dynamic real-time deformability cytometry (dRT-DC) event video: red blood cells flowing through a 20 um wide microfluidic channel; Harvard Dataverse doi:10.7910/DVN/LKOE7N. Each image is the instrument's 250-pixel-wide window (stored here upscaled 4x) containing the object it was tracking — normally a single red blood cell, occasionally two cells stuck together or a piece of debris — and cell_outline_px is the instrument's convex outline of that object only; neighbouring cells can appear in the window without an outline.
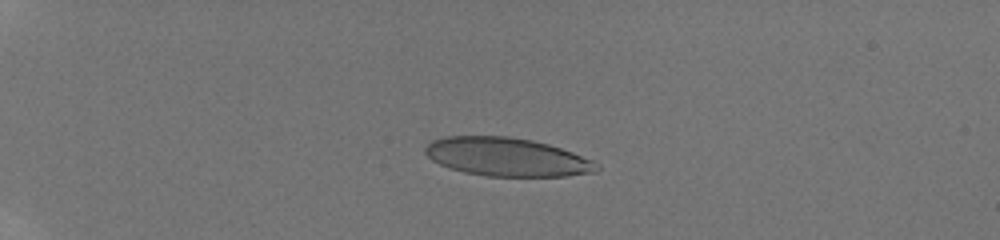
{"species": "human", "species_latin": "Homo sapiens", "temperature_condition": "room temperature", "stored_images_in_passage": 19, "camera_frame_rate_fps": 3000, "um_per_image_px": 0.085, "donor": {"sex": "male"}, "frame": {"image": 1, "passage_image": 9, "time_ms": 4.333, "image_size_px": [1000, 240], "cell_outline_px": [[600, 172], [568, 176], [484, 176], [464, 172], [448, 168], [432, 160], [424, 152], [424, 148], [432, 140], [444, 136], [508, 136], [532, 140], [548, 144], [572, 152], [592, 160], [600, 164]], "centroid_in_image_um": [43.1, 13.35], "position_along_channel_um": 41.9, "area_um2": 38.73}}
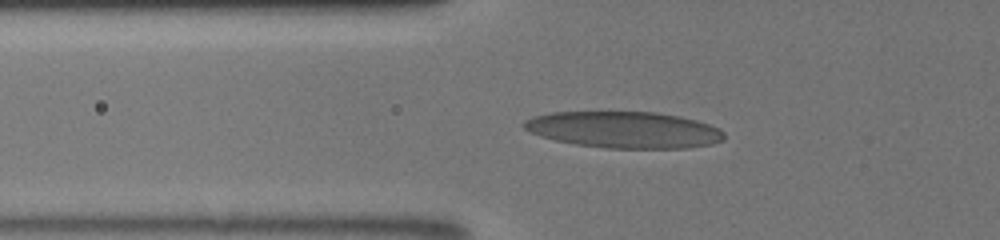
{"frame": {"image": 2, "passage_image": 15, "time_ms": 6.667, "image_size_px": [1000, 240], "cell_outline_px": [[724, 140], [712, 144], [688, 148], [604, 148], [576, 144], [556, 140], [540, 136], [524, 128], [520, 124], [524, 120], [532, 116], [552, 112], [656, 112], [680, 116], [696, 120], [720, 128], [724, 132]], "centroid_in_image_um": [53.05, 11.03], "position_along_channel_um": 72.7, "area_um2": 42.71}}
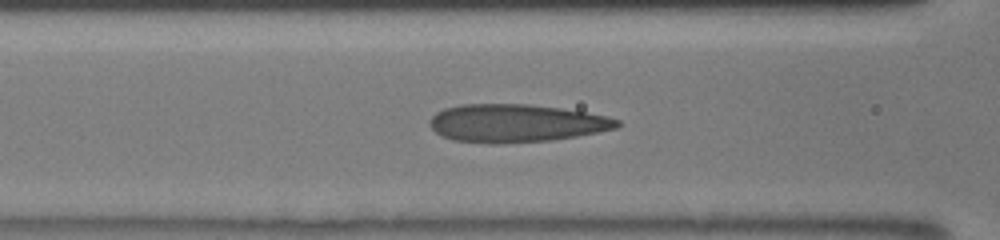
{"frame": {"image": 3, "passage_image": 18, "time_ms": 8.0, "image_size_px": [1000, 240], "cell_outline_px": [[620, 124], [616, 128], [576, 136], [552, 140], [496, 144], [492, 144], [452, 140], [440, 136], [428, 124], [428, 120], [436, 112], [444, 108], [460, 104], [528, 104], [560, 108], [608, 116], [620, 120]], "centroid_in_image_um": [43.8, 10.47], "position_along_channel_um": 122.8, "area_um2": 41.62}}